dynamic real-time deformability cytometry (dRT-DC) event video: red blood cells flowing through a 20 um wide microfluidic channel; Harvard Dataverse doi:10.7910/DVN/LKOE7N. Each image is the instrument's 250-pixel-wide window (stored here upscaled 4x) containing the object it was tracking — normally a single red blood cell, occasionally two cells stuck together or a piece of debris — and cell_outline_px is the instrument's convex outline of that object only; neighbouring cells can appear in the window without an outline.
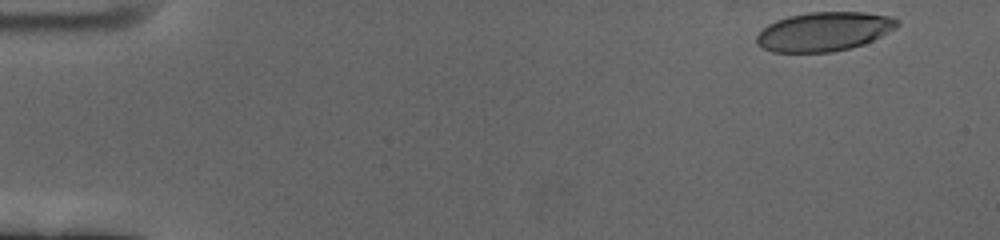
{"species": "human", "species_latin": "Homo sapiens", "temperature_condition": "cold", "stored_images_in_passage": 56, "camera_frame_rate_fps": 3000, "um_per_image_px": 0.085, "donor": {"sex": "female"}, "frame": {"image": 1, "passage_image": 1, "time_ms": 0.0, "image_size_px": [1000, 240], "cell_outline_px": [[900, 24], [896, 28], [864, 44], [852, 48], [832, 52], [772, 52], [756, 44], [756, 36], [768, 24], [776, 20], [788, 16], [808, 12], [864, 12], [892, 16], [900, 20]], "centroid_in_image_um": [70.06, 2.68], "position_along_channel_um": 14.9, "area_um2": 32.19}}
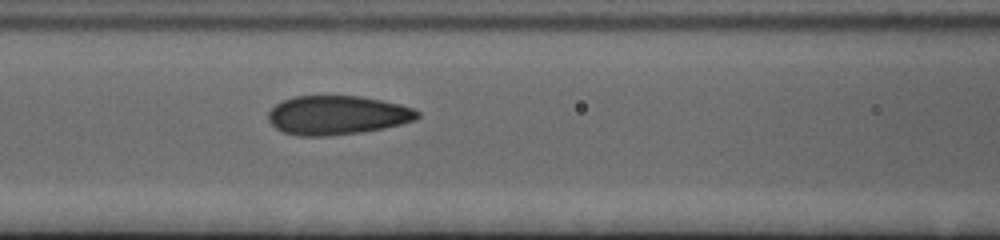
{"frame": {"image": 2, "passage_image": 23, "time_ms": 7.333, "image_size_px": [1000, 240], "cell_outline_px": [[420, 116], [416, 120], [384, 128], [360, 132], [324, 136], [300, 136], [284, 132], [276, 128], [268, 120], [268, 112], [276, 104], [292, 96], [360, 96], [400, 104], [412, 108], [420, 112]], "centroid_in_image_um": [28.66, 9.78], "position_along_channel_um": 137.9, "area_um2": 33.81}}
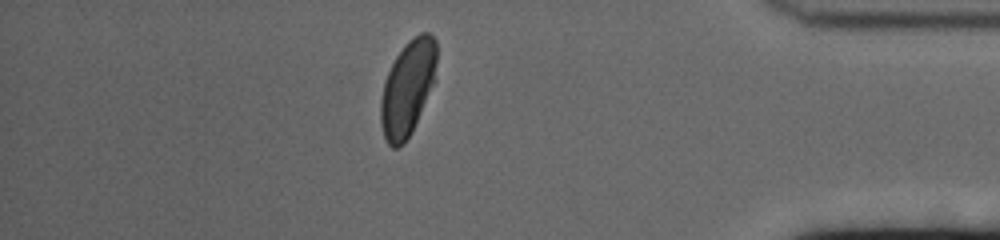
{"frame": {"image": 3, "passage_image": 49, "time_ms": 16.0, "image_size_px": [1000, 240], "cell_outline_px": [[436, 80], [412, 132], [404, 144], [396, 148], [392, 148], [388, 144], [384, 136], [380, 124], [380, 100], [384, 80], [396, 56], [408, 40], [420, 32], [428, 32], [436, 40]], "centroid_in_image_um": [34.65, 7.5], "position_along_channel_um": 400.5, "area_um2": 31.39}, "authors_computed_cell_mechanics": {"area_um2": 33.6396, "velocity_mm_per_s": 3.4094, "shape_relaxation_time_tau1_ms": 6.0621, "shape_relaxation_time_tau2_ms": null, "deformation_change_tau1": 0.1914, "deformation_change_tau2": null}}